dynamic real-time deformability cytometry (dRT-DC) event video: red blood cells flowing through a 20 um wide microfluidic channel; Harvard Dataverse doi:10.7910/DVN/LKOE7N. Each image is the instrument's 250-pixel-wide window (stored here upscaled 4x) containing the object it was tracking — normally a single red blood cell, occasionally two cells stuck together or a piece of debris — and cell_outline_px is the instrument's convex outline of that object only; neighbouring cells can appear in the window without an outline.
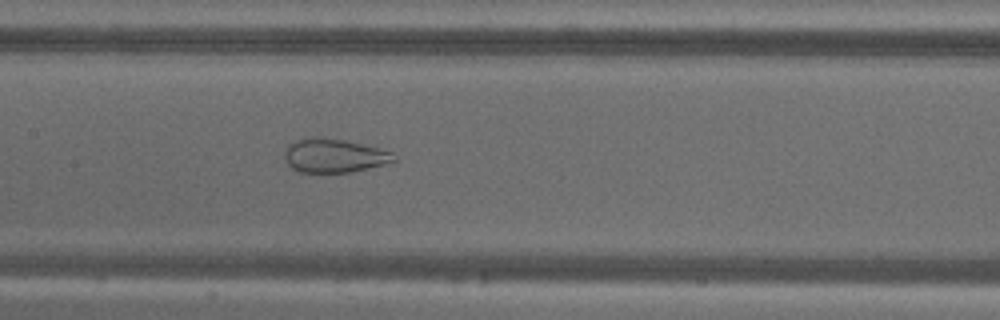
{"species": "common noctule bat (a hibernating species)", "species_latin": "Nyctalus noctula", "temperature_condition": "warm", "stored_images_in_passage": 54, "camera_frame_rate_fps": 3000, "um_per_image_px": 0.085, "animal": {"sex": "male", "body_mass_g": 18.8}, "frame": {"image": 1, "passage_image": 26, "time_ms": 8.333, "image_size_px": [1000, 320], "cell_outline_px": [[396, 160], [384, 164], [348, 172], [300, 172], [292, 168], [288, 164], [284, 156], [284, 152], [288, 144], [296, 140], [312, 136], [316, 136], [344, 140], [380, 148], [392, 152], [396, 156]], "centroid_in_image_um": [28.37, 13.21], "position_along_channel_um": 179.0, "area_um2": 21.44}}
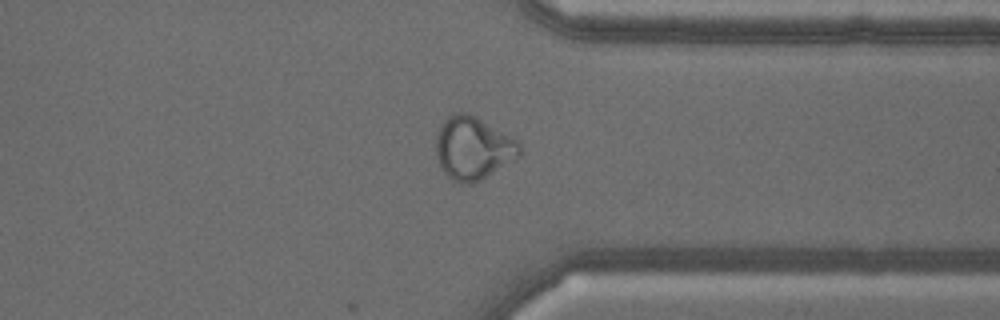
{"frame": {"image": 2, "passage_image": 42, "time_ms": 13.667, "image_size_px": [1000, 320], "cell_outline_px": [[520, 156], [480, 180], [472, 184], [468, 184], [452, 180], [444, 172], [436, 156], [436, 136], [444, 120], [448, 116], [456, 112], [468, 112], [476, 116], [512, 136], [520, 144]], "centroid_in_image_um": [40.21, 12.57], "position_along_channel_um": 371.2, "area_um2": 30.52}}
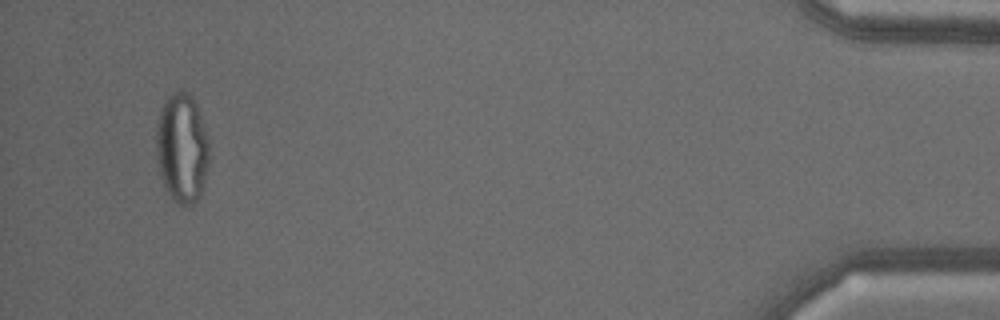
{"frame": {"image": 3, "passage_image": 52, "time_ms": 17.0, "image_size_px": [1000, 320], "cell_outline_px": [[208, 168], [200, 196], [192, 204], [180, 204], [172, 200], [160, 176], [156, 156], [156, 124], [160, 108], [168, 96], [176, 92], [188, 92], [192, 96], [196, 104], [208, 136]], "centroid_in_image_um": [15.45, 12.58], "position_along_channel_um": 419.7, "area_um2": 33.87}}